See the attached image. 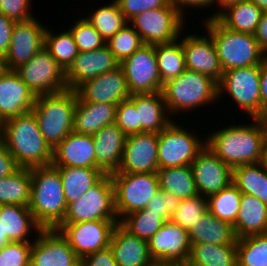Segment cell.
I'll use <instances>...</instances> for the list:
<instances>
[{
    "mask_svg": "<svg viewBox=\"0 0 267 266\" xmlns=\"http://www.w3.org/2000/svg\"><path fill=\"white\" fill-rule=\"evenodd\" d=\"M32 240L30 266H81V258L55 229H43Z\"/></svg>",
    "mask_w": 267,
    "mask_h": 266,
    "instance_id": "17",
    "label": "cell"
},
{
    "mask_svg": "<svg viewBox=\"0 0 267 266\" xmlns=\"http://www.w3.org/2000/svg\"><path fill=\"white\" fill-rule=\"evenodd\" d=\"M106 45L113 53L119 63L131 56L142 45H144L139 33L128 23L113 37H111Z\"/></svg>",
    "mask_w": 267,
    "mask_h": 266,
    "instance_id": "44",
    "label": "cell"
},
{
    "mask_svg": "<svg viewBox=\"0 0 267 266\" xmlns=\"http://www.w3.org/2000/svg\"><path fill=\"white\" fill-rule=\"evenodd\" d=\"M1 126H2V123H1V121H0V135H1Z\"/></svg>",
    "mask_w": 267,
    "mask_h": 266,
    "instance_id": "65",
    "label": "cell"
},
{
    "mask_svg": "<svg viewBox=\"0 0 267 266\" xmlns=\"http://www.w3.org/2000/svg\"><path fill=\"white\" fill-rule=\"evenodd\" d=\"M263 13L252 1L241 0L226 7L215 18L230 30L254 34Z\"/></svg>",
    "mask_w": 267,
    "mask_h": 266,
    "instance_id": "32",
    "label": "cell"
},
{
    "mask_svg": "<svg viewBox=\"0 0 267 266\" xmlns=\"http://www.w3.org/2000/svg\"><path fill=\"white\" fill-rule=\"evenodd\" d=\"M32 242H9L0 250V266H30Z\"/></svg>",
    "mask_w": 267,
    "mask_h": 266,
    "instance_id": "48",
    "label": "cell"
},
{
    "mask_svg": "<svg viewBox=\"0 0 267 266\" xmlns=\"http://www.w3.org/2000/svg\"><path fill=\"white\" fill-rule=\"evenodd\" d=\"M116 104L82 102L77 99L73 132L93 136L104 126L114 124Z\"/></svg>",
    "mask_w": 267,
    "mask_h": 266,
    "instance_id": "27",
    "label": "cell"
},
{
    "mask_svg": "<svg viewBox=\"0 0 267 266\" xmlns=\"http://www.w3.org/2000/svg\"><path fill=\"white\" fill-rule=\"evenodd\" d=\"M148 247L153 260L187 263L191 251L189 233L175 222L165 221L148 240Z\"/></svg>",
    "mask_w": 267,
    "mask_h": 266,
    "instance_id": "19",
    "label": "cell"
},
{
    "mask_svg": "<svg viewBox=\"0 0 267 266\" xmlns=\"http://www.w3.org/2000/svg\"><path fill=\"white\" fill-rule=\"evenodd\" d=\"M81 266H118L110 247L85 255L81 259Z\"/></svg>",
    "mask_w": 267,
    "mask_h": 266,
    "instance_id": "52",
    "label": "cell"
},
{
    "mask_svg": "<svg viewBox=\"0 0 267 266\" xmlns=\"http://www.w3.org/2000/svg\"><path fill=\"white\" fill-rule=\"evenodd\" d=\"M75 90L78 99L82 102H101L118 105L131 96L121 66L84 81Z\"/></svg>",
    "mask_w": 267,
    "mask_h": 266,
    "instance_id": "20",
    "label": "cell"
},
{
    "mask_svg": "<svg viewBox=\"0 0 267 266\" xmlns=\"http://www.w3.org/2000/svg\"><path fill=\"white\" fill-rule=\"evenodd\" d=\"M29 209L43 229H55L64 219L67 204L59 170L54 165L30 168Z\"/></svg>",
    "mask_w": 267,
    "mask_h": 266,
    "instance_id": "3",
    "label": "cell"
},
{
    "mask_svg": "<svg viewBox=\"0 0 267 266\" xmlns=\"http://www.w3.org/2000/svg\"><path fill=\"white\" fill-rule=\"evenodd\" d=\"M157 174L161 190L171 192L181 200L198 195L190 166L158 169Z\"/></svg>",
    "mask_w": 267,
    "mask_h": 266,
    "instance_id": "37",
    "label": "cell"
},
{
    "mask_svg": "<svg viewBox=\"0 0 267 266\" xmlns=\"http://www.w3.org/2000/svg\"><path fill=\"white\" fill-rule=\"evenodd\" d=\"M207 211V197L198 194L182 199L170 220L188 231Z\"/></svg>",
    "mask_w": 267,
    "mask_h": 266,
    "instance_id": "45",
    "label": "cell"
},
{
    "mask_svg": "<svg viewBox=\"0 0 267 266\" xmlns=\"http://www.w3.org/2000/svg\"><path fill=\"white\" fill-rule=\"evenodd\" d=\"M237 262V244L193 243L187 263L190 266H237Z\"/></svg>",
    "mask_w": 267,
    "mask_h": 266,
    "instance_id": "35",
    "label": "cell"
},
{
    "mask_svg": "<svg viewBox=\"0 0 267 266\" xmlns=\"http://www.w3.org/2000/svg\"><path fill=\"white\" fill-rule=\"evenodd\" d=\"M258 6L263 12H267V0H249Z\"/></svg>",
    "mask_w": 267,
    "mask_h": 266,
    "instance_id": "60",
    "label": "cell"
},
{
    "mask_svg": "<svg viewBox=\"0 0 267 266\" xmlns=\"http://www.w3.org/2000/svg\"><path fill=\"white\" fill-rule=\"evenodd\" d=\"M64 188L66 204L78 200L105 174L98 168L57 167Z\"/></svg>",
    "mask_w": 267,
    "mask_h": 266,
    "instance_id": "33",
    "label": "cell"
},
{
    "mask_svg": "<svg viewBox=\"0 0 267 266\" xmlns=\"http://www.w3.org/2000/svg\"><path fill=\"white\" fill-rule=\"evenodd\" d=\"M120 66L107 45L89 52H79L65 71L67 89L75 90L88 79L95 78Z\"/></svg>",
    "mask_w": 267,
    "mask_h": 266,
    "instance_id": "21",
    "label": "cell"
},
{
    "mask_svg": "<svg viewBox=\"0 0 267 266\" xmlns=\"http://www.w3.org/2000/svg\"><path fill=\"white\" fill-rule=\"evenodd\" d=\"M115 124L126 136L141 132L138 111L135 103L130 98L117 105Z\"/></svg>",
    "mask_w": 267,
    "mask_h": 266,
    "instance_id": "47",
    "label": "cell"
},
{
    "mask_svg": "<svg viewBox=\"0 0 267 266\" xmlns=\"http://www.w3.org/2000/svg\"><path fill=\"white\" fill-rule=\"evenodd\" d=\"M162 94L170 115L193 111L216 102L218 82L208 75L185 70L163 84Z\"/></svg>",
    "mask_w": 267,
    "mask_h": 266,
    "instance_id": "6",
    "label": "cell"
},
{
    "mask_svg": "<svg viewBox=\"0 0 267 266\" xmlns=\"http://www.w3.org/2000/svg\"><path fill=\"white\" fill-rule=\"evenodd\" d=\"M30 201V168L19 167L13 174L0 179V205L29 207Z\"/></svg>",
    "mask_w": 267,
    "mask_h": 266,
    "instance_id": "36",
    "label": "cell"
},
{
    "mask_svg": "<svg viewBox=\"0 0 267 266\" xmlns=\"http://www.w3.org/2000/svg\"><path fill=\"white\" fill-rule=\"evenodd\" d=\"M232 183L241 193L253 195L267 205V165L265 161L234 167Z\"/></svg>",
    "mask_w": 267,
    "mask_h": 266,
    "instance_id": "34",
    "label": "cell"
},
{
    "mask_svg": "<svg viewBox=\"0 0 267 266\" xmlns=\"http://www.w3.org/2000/svg\"><path fill=\"white\" fill-rule=\"evenodd\" d=\"M0 230L10 242H31L32 230L35 234L43 228L35 221L29 207L20 205H0Z\"/></svg>",
    "mask_w": 267,
    "mask_h": 266,
    "instance_id": "28",
    "label": "cell"
},
{
    "mask_svg": "<svg viewBox=\"0 0 267 266\" xmlns=\"http://www.w3.org/2000/svg\"><path fill=\"white\" fill-rule=\"evenodd\" d=\"M204 27L214 42L223 72L261 65L267 59L254 34L230 30L216 18H207Z\"/></svg>",
    "mask_w": 267,
    "mask_h": 266,
    "instance_id": "4",
    "label": "cell"
},
{
    "mask_svg": "<svg viewBox=\"0 0 267 266\" xmlns=\"http://www.w3.org/2000/svg\"><path fill=\"white\" fill-rule=\"evenodd\" d=\"M171 4H173L176 9L183 15L185 16L184 9L185 8H190L191 6L194 8H208L213 5V0H170ZM185 6V7H184ZM184 8V9H183Z\"/></svg>",
    "mask_w": 267,
    "mask_h": 266,
    "instance_id": "56",
    "label": "cell"
},
{
    "mask_svg": "<svg viewBox=\"0 0 267 266\" xmlns=\"http://www.w3.org/2000/svg\"><path fill=\"white\" fill-rule=\"evenodd\" d=\"M198 194L208 197L232 184L233 168L207 145L190 165Z\"/></svg>",
    "mask_w": 267,
    "mask_h": 266,
    "instance_id": "16",
    "label": "cell"
},
{
    "mask_svg": "<svg viewBox=\"0 0 267 266\" xmlns=\"http://www.w3.org/2000/svg\"><path fill=\"white\" fill-rule=\"evenodd\" d=\"M55 167L96 168L94 139L90 135L69 133L53 149Z\"/></svg>",
    "mask_w": 267,
    "mask_h": 266,
    "instance_id": "24",
    "label": "cell"
},
{
    "mask_svg": "<svg viewBox=\"0 0 267 266\" xmlns=\"http://www.w3.org/2000/svg\"><path fill=\"white\" fill-rule=\"evenodd\" d=\"M0 138L21 168L52 163L53 149L41 134L32 111L2 122Z\"/></svg>",
    "mask_w": 267,
    "mask_h": 266,
    "instance_id": "2",
    "label": "cell"
},
{
    "mask_svg": "<svg viewBox=\"0 0 267 266\" xmlns=\"http://www.w3.org/2000/svg\"><path fill=\"white\" fill-rule=\"evenodd\" d=\"M45 30L35 17L15 22L9 49L3 58L5 69L15 70L33 58L44 47Z\"/></svg>",
    "mask_w": 267,
    "mask_h": 266,
    "instance_id": "15",
    "label": "cell"
},
{
    "mask_svg": "<svg viewBox=\"0 0 267 266\" xmlns=\"http://www.w3.org/2000/svg\"><path fill=\"white\" fill-rule=\"evenodd\" d=\"M77 99L76 90L72 89L36 96L31 111L38 121L41 134L52 149L73 132Z\"/></svg>",
    "mask_w": 267,
    "mask_h": 266,
    "instance_id": "5",
    "label": "cell"
},
{
    "mask_svg": "<svg viewBox=\"0 0 267 266\" xmlns=\"http://www.w3.org/2000/svg\"><path fill=\"white\" fill-rule=\"evenodd\" d=\"M119 220H89L79 223H60L55 230L68 241L82 259L110 245L112 232Z\"/></svg>",
    "mask_w": 267,
    "mask_h": 266,
    "instance_id": "13",
    "label": "cell"
},
{
    "mask_svg": "<svg viewBox=\"0 0 267 266\" xmlns=\"http://www.w3.org/2000/svg\"><path fill=\"white\" fill-rule=\"evenodd\" d=\"M198 137L173 120L158 133L159 169L190 166L206 146V138L201 140Z\"/></svg>",
    "mask_w": 267,
    "mask_h": 266,
    "instance_id": "9",
    "label": "cell"
},
{
    "mask_svg": "<svg viewBox=\"0 0 267 266\" xmlns=\"http://www.w3.org/2000/svg\"><path fill=\"white\" fill-rule=\"evenodd\" d=\"M44 48L51 54L57 63L66 71L79 53L70 31L53 34L46 28L44 34Z\"/></svg>",
    "mask_w": 267,
    "mask_h": 266,
    "instance_id": "41",
    "label": "cell"
},
{
    "mask_svg": "<svg viewBox=\"0 0 267 266\" xmlns=\"http://www.w3.org/2000/svg\"><path fill=\"white\" fill-rule=\"evenodd\" d=\"M238 239L267 233V205L253 195L241 194L238 215L233 225Z\"/></svg>",
    "mask_w": 267,
    "mask_h": 266,
    "instance_id": "30",
    "label": "cell"
},
{
    "mask_svg": "<svg viewBox=\"0 0 267 266\" xmlns=\"http://www.w3.org/2000/svg\"><path fill=\"white\" fill-rule=\"evenodd\" d=\"M130 99L138 111L141 132L160 133L173 120L169 115L161 91L150 94H134ZM170 116V117H169Z\"/></svg>",
    "mask_w": 267,
    "mask_h": 266,
    "instance_id": "29",
    "label": "cell"
},
{
    "mask_svg": "<svg viewBox=\"0 0 267 266\" xmlns=\"http://www.w3.org/2000/svg\"><path fill=\"white\" fill-rule=\"evenodd\" d=\"M115 210L119 222L132 212L145 209L160 190L157 173H112Z\"/></svg>",
    "mask_w": 267,
    "mask_h": 266,
    "instance_id": "7",
    "label": "cell"
},
{
    "mask_svg": "<svg viewBox=\"0 0 267 266\" xmlns=\"http://www.w3.org/2000/svg\"><path fill=\"white\" fill-rule=\"evenodd\" d=\"M15 22L0 12V58L2 59L8 52Z\"/></svg>",
    "mask_w": 267,
    "mask_h": 266,
    "instance_id": "53",
    "label": "cell"
},
{
    "mask_svg": "<svg viewBox=\"0 0 267 266\" xmlns=\"http://www.w3.org/2000/svg\"><path fill=\"white\" fill-rule=\"evenodd\" d=\"M179 266H190L188 263L179 264Z\"/></svg>",
    "mask_w": 267,
    "mask_h": 266,
    "instance_id": "64",
    "label": "cell"
},
{
    "mask_svg": "<svg viewBox=\"0 0 267 266\" xmlns=\"http://www.w3.org/2000/svg\"><path fill=\"white\" fill-rule=\"evenodd\" d=\"M19 166L0 138V179L13 174Z\"/></svg>",
    "mask_w": 267,
    "mask_h": 266,
    "instance_id": "54",
    "label": "cell"
},
{
    "mask_svg": "<svg viewBox=\"0 0 267 266\" xmlns=\"http://www.w3.org/2000/svg\"><path fill=\"white\" fill-rule=\"evenodd\" d=\"M260 97L261 118L267 117V59L261 64L260 69Z\"/></svg>",
    "mask_w": 267,
    "mask_h": 266,
    "instance_id": "55",
    "label": "cell"
},
{
    "mask_svg": "<svg viewBox=\"0 0 267 266\" xmlns=\"http://www.w3.org/2000/svg\"><path fill=\"white\" fill-rule=\"evenodd\" d=\"M237 266H267V233L237 239Z\"/></svg>",
    "mask_w": 267,
    "mask_h": 266,
    "instance_id": "42",
    "label": "cell"
},
{
    "mask_svg": "<svg viewBox=\"0 0 267 266\" xmlns=\"http://www.w3.org/2000/svg\"><path fill=\"white\" fill-rule=\"evenodd\" d=\"M31 0H1L0 12L16 22L27 21L34 17L30 11Z\"/></svg>",
    "mask_w": 267,
    "mask_h": 266,
    "instance_id": "51",
    "label": "cell"
},
{
    "mask_svg": "<svg viewBox=\"0 0 267 266\" xmlns=\"http://www.w3.org/2000/svg\"><path fill=\"white\" fill-rule=\"evenodd\" d=\"M158 169V133L128 135L120 167L114 173H157Z\"/></svg>",
    "mask_w": 267,
    "mask_h": 266,
    "instance_id": "18",
    "label": "cell"
},
{
    "mask_svg": "<svg viewBox=\"0 0 267 266\" xmlns=\"http://www.w3.org/2000/svg\"><path fill=\"white\" fill-rule=\"evenodd\" d=\"M251 121L253 124H233L209 133L206 145L232 168L265 161L267 120Z\"/></svg>",
    "mask_w": 267,
    "mask_h": 266,
    "instance_id": "1",
    "label": "cell"
},
{
    "mask_svg": "<svg viewBox=\"0 0 267 266\" xmlns=\"http://www.w3.org/2000/svg\"><path fill=\"white\" fill-rule=\"evenodd\" d=\"M5 69V66H4V63H3V59L0 58V74L4 71Z\"/></svg>",
    "mask_w": 267,
    "mask_h": 266,
    "instance_id": "62",
    "label": "cell"
},
{
    "mask_svg": "<svg viewBox=\"0 0 267 266\" xmlns=\"http://www.w3.org/2000/svg\"><path fill=\"white\" fill-rule=\"evenodd\" d=\"M92 137L95 146L96 168L104 174L117 172L127 136L114 123L104 126Z\"/></svg>",
    "mask_w": 267,
    "mask_h": 266,
    "instance_id": "25",
    "label": "cell"
},
{
    "mask_svg": "<svg viewBox=\"0 0 267 266\" xmlns=\"http://www.w3.org/2000/svg\"><path fill=\"white\" fill-rule=\"evenodd\" d=\"M9 242L10 241L7 239L6 234L2 233L0 230V250L3 249L5 247V245Z\"/></svg>",
    "mask_w": 267,
    "mask_h": 266,
    "instance_id": "61",
    "label": "cell"
},
{
    "mask_svg": "<svg viewBox=\"0 0 267 266\" xmlns=\"http://www.w3.org/2000/svg\"><path fill=\"white\" fill-rule=\"evenodd\" d=\"M185 20L176 7L170 4L139 13L129 23L139 33L144 44L156 45L180 40Z\"/></svg>",
    "mask_w": 267,
    "mask_h": 266,
    "instance_id": "11",
    "label": "cell"
},
{
    "mask_svg": "<svg viewBox=\"0 0 267 266\" xmlns=\"http://www.w3.org/2000/svg\"><path fill=\"white\" fill-rule=\"evenodd\" d=\"M265 163L267 165V139H266V150H265Z\"/></svg>",
    "mask_w": 267,
    "mask_h": 266,
    "instance_id": "63",
    "label": "cell"
},
{
    "mask_svg": "<svg viewBox=\"0 0 267 266\" xmlns=\"http://www.w3.org/2000/svg\"><path fill=\"white\" fill-rule=\"evenodd\" d=\"M164 222L159 214L145 208L126 215L119 223L131 234L148 241Z\"/></svg>",
    "mask_w": 267,
    "mask_h": 266,
    "instance_id": "43",
    "label": "cell"
},
{
    "mask_svg": "<svg viewBox=\"0 0 267 266\" xmlns=\"http://www.w3.org/2000/svg\"><path fill=\"white\" fill-rule=\"evenodd\" d=\"M155 45L158 71L162 84L181 75L186 70L182 39Z\"/></svg>",
    "mask_w": 267,
    "mask_h": 266,
    "instance_id": "38",
    "label": "cell"
},
{
    "mask_svg": "<svg viewBox=\"0 0 267 266\" xmlns=\"http://www.w3.org/2000/svg\"><path fill=\"white\" fill-rule=\"evenodd\" d=\"M15 71L35 96L67 89L65 71L44 47Z\"/></svg>",
    "mask_w": 267,
    "mask_h": 266,
    "instance_id": "12",
    "label": "cell"
},
{
    "mask_svg": "<svg viewBox=\"0 0 267 266\" xmlns=\"http://www.w3.org/2000/svg\"><path fill=\"white\" fill-rule=\"evenodd\" d=\"M241 194L232 183L218 193L207 197L208 211L218 219L234 225L239 211Z\"/></svg>",
    "mask_w": 267,
    "mask_h": 266,
    "instance_id": "40",
    "label": "cell"
},
{
    "mask_svg": "<svg viewBox=\"0 0 267 266\" xmlns=\"http://www.w3.org/2000/svg\"><path fill=\"white\" fill-rule=\"evenodd\" d=\"M36 96L15 70L0 74V121L31 112Z\"/></svg>",
    "mask_w": 267,
    "mask_h": 266,
    "instance_id": "23",
    "label": "cell"
},
{
    "mask_svg": "<svg viewBox=\"0 0 267 266\" xmlns=\"http://www.w3.org/2000/svg\"><path fill=\"white\" fill-rule=\"evenodd\" d=\"M180 202L181 199L179 197L171 192L160 189L152 199L148 201L145 208L154 214H159L164 221H168L171 219Z\"/></svg>",
    "mask_w": 267,
    "mask_h": 266,
    "instance_id": "49",
    "label": "cell"
},
{
    "mask_svg": "<svg viewBox=\"0 0 267 266\" xmlns=\"http://www.w3.org/2000/svg\"><path fill=\"white\" fill-rule=\"evenodd\" d=\"M147 266H179V263L166 262V261H160V260H153Z\"/></svg>",
    "mask_w": 267,
    "mask_h": 266,
    "instance_id": "59",
    "label": "cell"
},
{
    "mask_svg": "<svg viewBox=\"0 0 267 266\" xmlns=\"http://www.w3.org/2000/svg\"><path fill=\"white\" fill-rule=\"evenodd\" d=\"M120 66L123 68L131 95L150 94L162 91L155 45H142Z\"/></svg>",
    "mask_w": 267,
    "mask_h": 266,
    "instance_id": "14",
    "label": "cell"
},
{
    "mask_svg": "<svg viewBox=\"0 0 267 266\" xmlns=\"http://www.w3.org/2000/svg\"><path fill=\"white\" fill-rule=\"evenodd\" d=\"M84 18L99 32L106 42L129 23L120 11L116 0L99 7L89 17Z\"/></svg>",
    "mask_w": 267,
    "mask_h": 266,
    "instance_id": "39",
    "label": "cell"
},
{
    "mask_svg": "<svg viewBox=\"0 0 267 266\" xmlns=\"http://www.w3.org/2000/svg\"><path fill=\"white\" fill-rule=\"evenodd\" d=\"M241 0H213V4H217L219 6L218 11L213 15L207 17V18H215L222 10H224L226 7L235 4ZM222 8V9H221Z\"/></svg>",
    "mask_w": 267,
    "mask_h": 266,
    "instance_id": "58",
    "label": "cell"
},
{
    "mask_svg": "<svg viewBox=\"0 0 267 266\" xmlns=\"http://www.w3.org/2000/svg\"><path fill=\"white\" fill-rule=\"evenodd\" d=\"M69 31L79 52H89L106 45L99 32L84 17L78 18Z\"/></svg>",
    "mask_w": 267,
    "mask_h": 266,
    "instance_id": "46",
    "label": "cell"
},
{
    "mask_svg": "<svg viewBox=\"0 0 267 266\" xmlns=\"http://www.w3.org/2000/svg\"><path fill=\"white\" fill-rule=\"evenodd\" d=\"M120 11L123 13L125 18L129 21L135 15L157 9L160 7L169 6L170 0H116Z\"/></svg>",
    "mask_w": 267,
    "mask_h": 266,
    "instance_id": "50",
    "label": "cell"
},
{
    "mask_svg": "<svg viewBox=\"0 0 267 266\" xmlns=\"http://www.w3.org/2000/svg\"><path fill=\"white\" fill-rule=\"evenodd\" d=\"M109 247L118 266H147L153 261L148 241L131 234L120 223L112 232Z\"/></svg>",
    "mask_w": 267,
    "mask_h": 266,
    "instance_id": "26",
    "label": "cell"
},
{
    "mask_svg": "<svg viewBox=\"0 0 267 266\" xmlns=\"http://www.w3.org/2000/svg\"><path fill=\"white\" fill-rule=\"evenodd\" d=\"M254 37L259 43L260 48L267 55V12L262 14L261 20L257 25Z\"/></svg>",
    "mask_w": 267,
    "mask_h": 266,
    "instance_id": "57",
    "label": "cell"
},
{
    "mask_svg": "<svg viewBox=\"0 0 267 266\" xmlns=\"http://www.w3.org/2000/svg\"><path fill=\"white\" fill-rule=\"evenodd\" d=\"M260 69L261 65H253L223 72L218 82V98L226 91L250 119L261 118Z\"/></svg>",
    "mask_w": 267,
    "mask_h": 266,
    "instance_id": "10",
    "label": "cell"
},
{
    "mask_svg": "<svg viewBox=\"0 0 267 266\" xmlns=\"http://www.w3.org/2000/svg\"><path fill=\"white\" fill-rule=\"evenodd\" d=\"M182 47L187 70L208 75L217 82L221 80L223 70L209 34L183 36Z\"/></svg>",
    "mask_w": 267,
    "mask_h": 266,
    "instance_id": "22",
    "label": "cell"
},
{
    "mask_svg": "<svg viewBox=\"0 0 267 266\" xmlns=\"http://www.w3.org/2000/svg\"><path fill=\"white\" fill-rule=\"evenodd\" d=\"M89 220H118L110 174H105L81 198L69 203L61 223H79Z\"/></svg>",
    "mask_w": 267,
    "mask_h": 266,
    "instance_id": "8",
    "label": "cell"
},
{
    "mask_svg": "<svg viewBox=\"0 0 267 266\" xmlns=\"http://www.w3.org/2000/svg\"><path fill=\"white\" fill-rule=\"evenodd\" d=\"M191 245L210 243L215 245L237 244L233 225L207 211L188 230Z\"/></svg>",
    "mask_w": 267,
    "mask_h": 266,
    "instance_id": "31",
    "label": "cell"
}]
</instances>
